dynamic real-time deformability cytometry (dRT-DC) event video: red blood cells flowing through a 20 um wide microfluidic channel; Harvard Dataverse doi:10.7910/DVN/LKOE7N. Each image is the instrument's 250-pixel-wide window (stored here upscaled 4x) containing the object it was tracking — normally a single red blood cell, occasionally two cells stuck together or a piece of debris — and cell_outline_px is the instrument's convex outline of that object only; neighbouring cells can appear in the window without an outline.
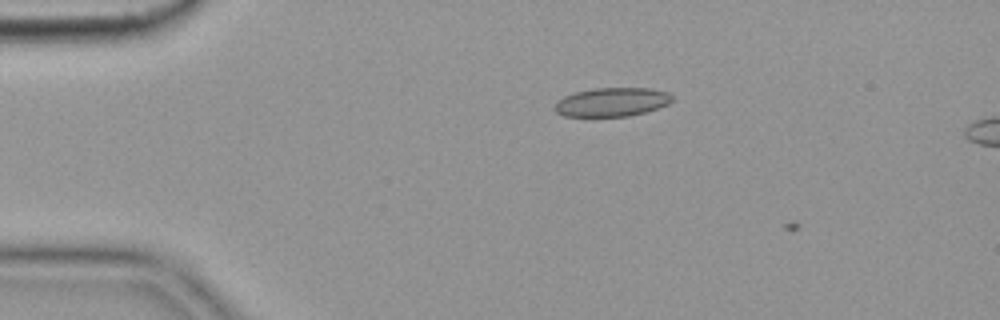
{"species": "common noctule bat (a hibernating species)", "species_latin": "Nyctalus noctula", "temperature_condition": "cold", "stored_images_in_passage": 11, "camera_frame_rate_fps": 3000, "um_per_image_px": 0.085, "animal": {"sex": "female", "body_mass_g": 19.9}, "frame": {"image": 1, "passage_image": 7, "time_ms": 2.0, "image_size_px": [1000, 320], "cell_outline_px": [[672, 100], [668, 104], [644, 112], [628, 116], [564, 116], [556, 112], [556, 100], [564, 96], [576, 92], [592, 88], [652, 88], [668, 92], [672, 96]], "centroid_in_image_um": [52.01, 8.66], "position_along_channel_um": 33.0, "area_um2": 19.59}}